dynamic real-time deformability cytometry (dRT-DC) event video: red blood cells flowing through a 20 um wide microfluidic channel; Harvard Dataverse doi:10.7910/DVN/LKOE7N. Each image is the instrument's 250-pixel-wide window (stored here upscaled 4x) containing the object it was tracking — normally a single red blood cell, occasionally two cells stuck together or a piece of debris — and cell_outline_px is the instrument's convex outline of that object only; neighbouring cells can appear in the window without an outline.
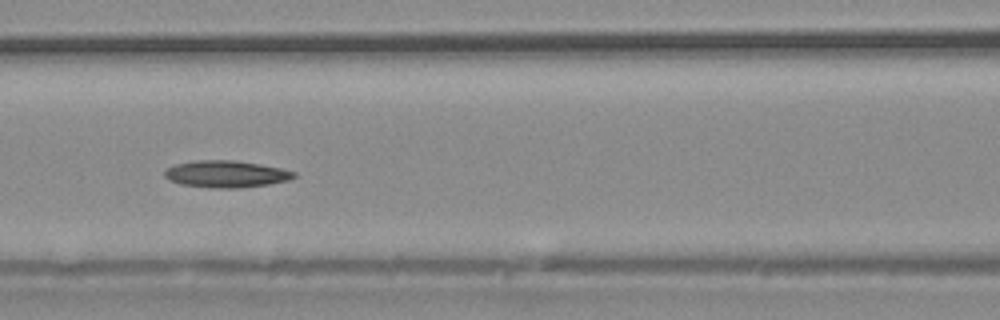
{"species": "common noctule bat (a hibernating species)", "species_latin": "Nyctalus noctula", "temperature_condition": "warm", "stored_images_in_passage": 41, "camera_frame_rate_fps": 3000, "um_per_image_px": 0.085, "animal": {"sex": "male", "body_mass_g": 20.4}, "frame": {"image": 1, "passage_image": 18, "time_ms": 5.667, "image_size_px": [1000, 320], "cell_outline_px": [[296, 176], [288, 180], [268, 184], [240, 188], [212, 188], [180, 184], [168, 180], [164, 176], [164, 172], [168, 168], [176, 164], [192, 160], [236, 160], [260, 164], [280, 168], [296, 172]], "centroid_in_image_um": [19.2, 14.79], "position_along_channel_um": 147.4, "area_um2": 20.35}}